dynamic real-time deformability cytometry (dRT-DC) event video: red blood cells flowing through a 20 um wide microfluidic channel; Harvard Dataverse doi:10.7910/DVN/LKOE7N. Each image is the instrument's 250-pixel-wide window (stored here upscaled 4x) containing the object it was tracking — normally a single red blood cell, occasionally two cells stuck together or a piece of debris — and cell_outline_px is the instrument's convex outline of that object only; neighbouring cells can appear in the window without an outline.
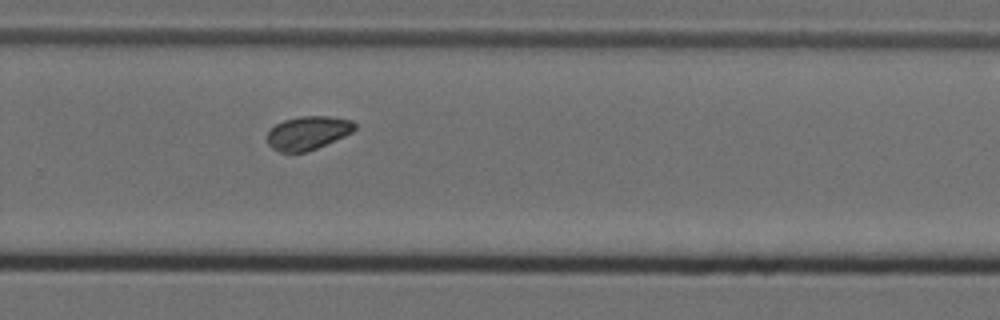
{"species": "Egyptian fruit bat (a non-hibernating species)", "species_latin": "Rousettus aegyptiacus", "temperature_condition": "cold", "stored_images_in_passage": 10, "camera_frame_rate_fps": 3000, "um_per_image_px": 0.085, "animal": {"sex": "female"}, "frame": {"image": 1, "passage_image": 10, "time_ms": 3.0, "image_size_px": [1000, 320], "cell_outline_px": [[356, 128], [352, 132], [344, 136], [316, 148], [304, 152], [280, 152], [272, 148], [268, 144], [268, 132], [276, 124], [284, 120], [300, 116], [328, 116], [352, 120], [356, 124]], "centroid_in_image_um": [26.18, 11.29], "position_along_channel_um": 303.6, "area_um2": 16.94}}